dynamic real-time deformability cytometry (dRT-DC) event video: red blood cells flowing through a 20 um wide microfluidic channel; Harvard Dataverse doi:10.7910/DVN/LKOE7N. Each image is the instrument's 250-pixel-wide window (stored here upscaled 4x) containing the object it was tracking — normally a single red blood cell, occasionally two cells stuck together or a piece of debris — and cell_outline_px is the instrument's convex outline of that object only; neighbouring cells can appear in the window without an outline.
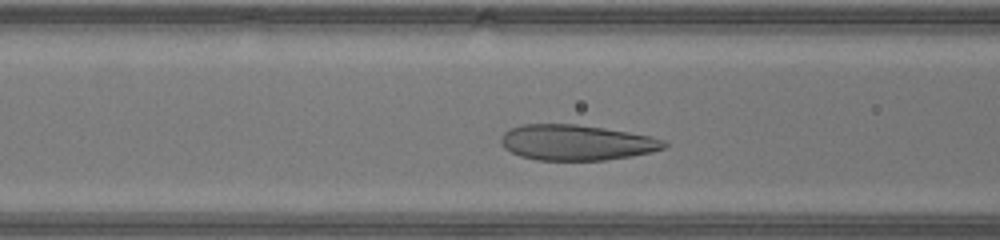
{"species": "human", "species_latin": "Homo sapiens", "temperature_condition": "warm", "stored_images_in_passage": 29, "camera_frame_rate_fps": 3000, "um_per_image_px": 0.085, "donor": {"sex": "male"}, "frame": {"image": 1, "passage_image": 10, "time_ms": 3.0, "image_size_px": [1000, 240], "cell_outline_px": [[668, 144], [664, 148], [652, 152], [632, 156], [604, 160], [536, 160], [520, 156], [504, 148], [500, 140], [500, 136], [508, 128], [520, 124], [576, 124], [604, 128], [652, 136], [664, 140]], "centroid_in_image_um": [48.98, 12.11], "position_along_channel_um": 117.6, "area_um2": 33.99}}
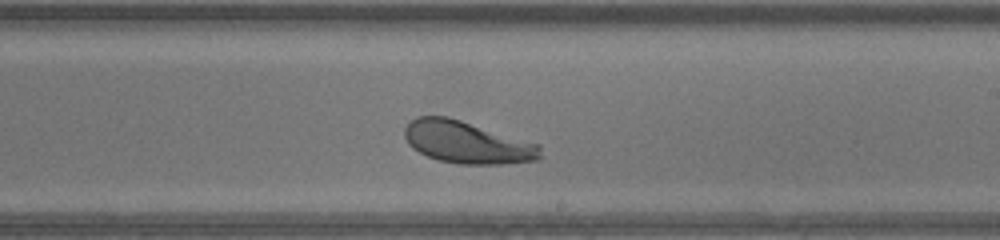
{"frame": {"image": 2, "passage_image": 19, "time_ms": 6.0, "image_size_px": [1000, 240], "cell_outline_px": [[540, 160], [500, 164], [460, 164], [440, 160], [428, 156], [412, 148], [408, 144], [404, 136], [404, 128], [416, 116], [448, 116], [540, 144]], "centroid_in_image_um": [39.69, 12.09], "position_along_channel_um": 249.3, "area_um2": 33.35}}
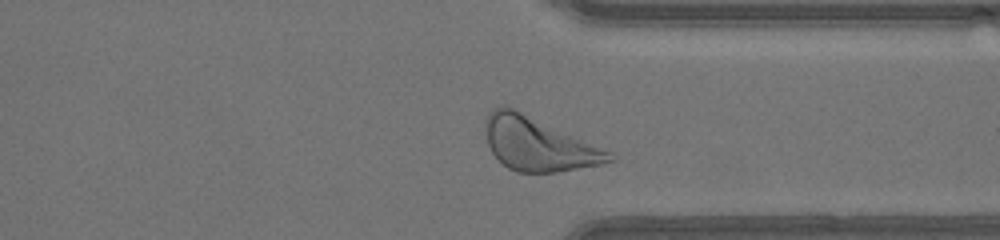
{"frame": {"image": 3, "passage_image": 27, "time_ms": 8.667, "image_size_px": [1000, 240], "cell_outline_px": [[616, 160], [600, 164], [556, 172], [516, 172], [508, 168], [492, 152], [488, 144], [484, 124], [484, 120], [488, 112], [492, 108], [504, 104], [612, 152], [616, 156]], "centroid_in_image_um": [45.73, 12.23], "position_along_channel_um": 365.7, "area_um2": 38.26}, "authors_computed_cell_mechanics": {"area_um2": 33.9864, "velocity_mm_per_s": 4.3954, "shape_relaxation_time_tau1_ms": 4.0612, "shape_relaxation_time_tau2_ms": null, "deformation_change_tau1": 0.1912, "deformation_change_tau2": null}}